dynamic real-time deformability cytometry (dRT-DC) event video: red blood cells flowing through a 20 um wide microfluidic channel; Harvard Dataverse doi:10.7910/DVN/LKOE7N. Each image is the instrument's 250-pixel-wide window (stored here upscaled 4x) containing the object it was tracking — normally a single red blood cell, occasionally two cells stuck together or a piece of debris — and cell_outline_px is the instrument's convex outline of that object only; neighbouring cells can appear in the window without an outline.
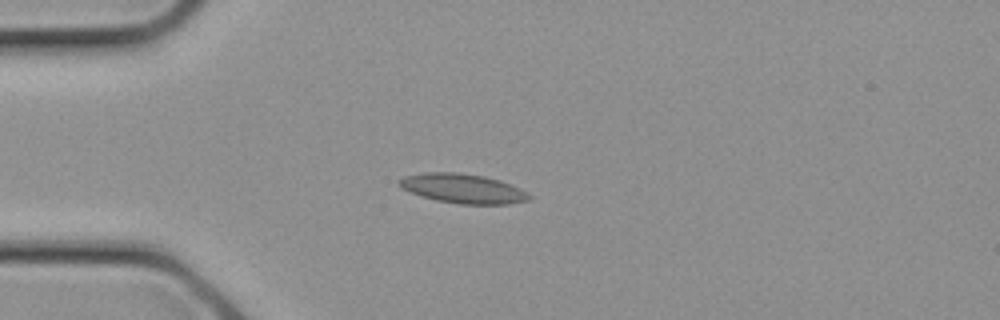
{"species": "common noctule bat (a hibernating species)", "species_latin": "Nyctalus noctula", "temperature_condition": "cold", "stored_images_in_passage": 9, "camera_frame_rate_fps": 3000, "um_per_image_px": 0.085, "animal": {"sex": "female", "body_mass_g": 21.9}, "frame": {"image": 1, "passage_image": 6, "time_ms": 1.667, "image_size_px": [1000, 320], "cell_outline_px": [[532, 196], [528, 200], [508, 204], [460, 204], [436, 200], [420, 196], [400, 188], [396, 184], [396, 180], [404, 176], [424, 172], [460, 172], [484, 176], [500, 180], [520, 188], [528, 192]], "centroid_in_image_um": [39.3, 16.01], "position_along_channel_um": 45.7, "area_um2": 22.6}}
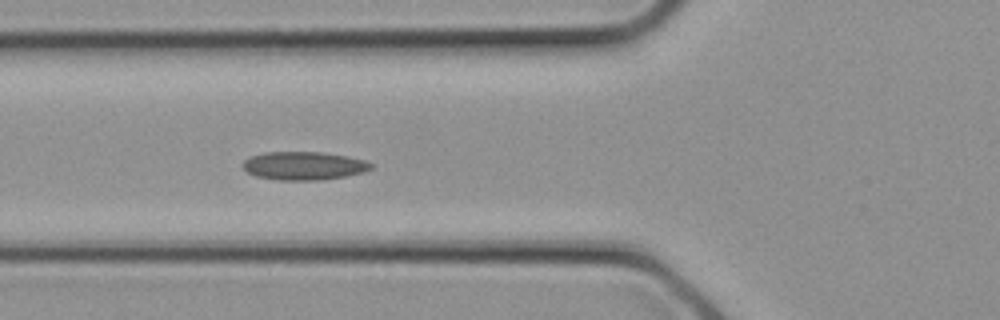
{"frame": {"image": 2, "passage_image": 9, "time_ms": 2.667, "image_size_px": [1000, 320], "cell_outline_px": [[372, 168], [364, 172], [344, 176], [320, 180], [280, 180], [256, 176], [248, 172], [240, 164], [248, 156], [264, 152], [324, 152], [348, 156], [364, 160], [372, 164]], "centroid_in_image_um": [25.79, 14.08], "position_along_channel_um": 100.0, "area_um2": 21.21}}